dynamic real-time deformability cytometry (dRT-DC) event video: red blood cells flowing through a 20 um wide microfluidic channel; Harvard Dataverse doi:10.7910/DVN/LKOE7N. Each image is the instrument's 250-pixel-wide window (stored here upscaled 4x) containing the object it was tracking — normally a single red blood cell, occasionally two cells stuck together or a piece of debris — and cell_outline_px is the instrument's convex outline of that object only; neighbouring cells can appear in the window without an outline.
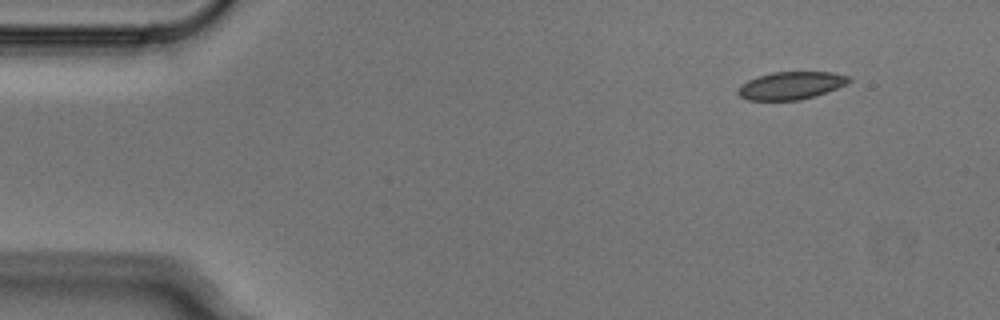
{"species": "Egyptian fruit bat (a non-hibernating species)", "species_latin": "Rousettus aegyptiacus", "temperature_condition": "cold", "stored_images_in_passage": 7, "camera_frame_rate_fps": 3000, "um_per_image_px": 0.085, "animal": {"sex": "male"}, "frame": {"image": 1, "passage_image": 1, "time_ms": 0.0, "image_size_px": [1000, 320], "cell_outline_px": [[852, 80], [836, 88], [800, 100], [748, 100], [740, 96], [736, 92], [748, 80], [772, 72], [832, 72], [848, 76]], "centroid_in_image_um": [67.22, 7.27], "position_along_channel_um": 17.8, "area_um2": 17.46}}
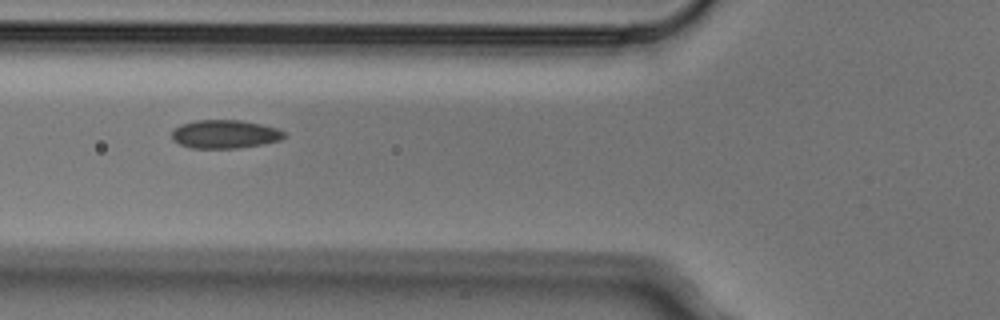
{"frame": {"image": 2, "passage_image": 5, "time_ms": 1.333, "image_size_px": [1000, 320], "cell_outline_px": [[288, 136], [280, 140], [264, 144], [240, 148], [192, 148], [180, 144], [172, 140], [172, 132], [180, 124], [196, 120], [240, 120], [260, 124], [276, 128], [284, 132]], "centroid_in_image_um": [19.13, 11.41], "position_along_channel_um": 106.7, "area_um2": 18.67}}
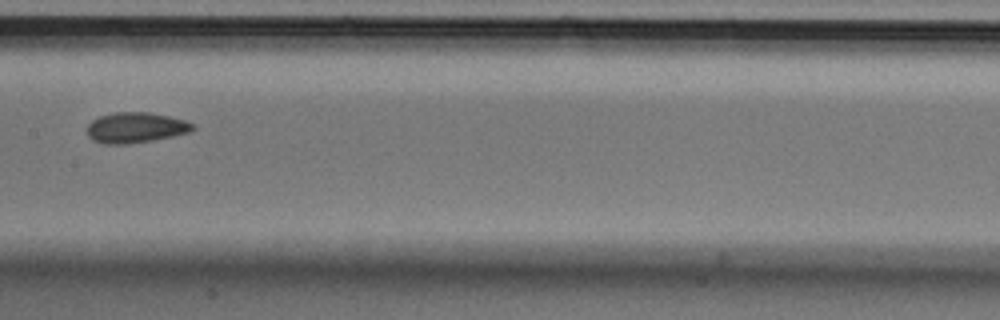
{"frame": {"image": 3, "passage_image": 7, "time_ms": 2.0, "image_size_px": [1000, 320], "cell_outline_px": [[196, 128], [188, 132], [172, 136], [152, 140], [124, 144], [104, 144], [92, 140], [88, 136], [88, 124], [92, 120], [100, 116], [112, 112], [148, 112], [168, 116], [184, 120], [196, 124]], "centroid_in_image_um": [11.52, 10.84], "position_along_channel_um": 195.9, "area_um2": 18.73}}